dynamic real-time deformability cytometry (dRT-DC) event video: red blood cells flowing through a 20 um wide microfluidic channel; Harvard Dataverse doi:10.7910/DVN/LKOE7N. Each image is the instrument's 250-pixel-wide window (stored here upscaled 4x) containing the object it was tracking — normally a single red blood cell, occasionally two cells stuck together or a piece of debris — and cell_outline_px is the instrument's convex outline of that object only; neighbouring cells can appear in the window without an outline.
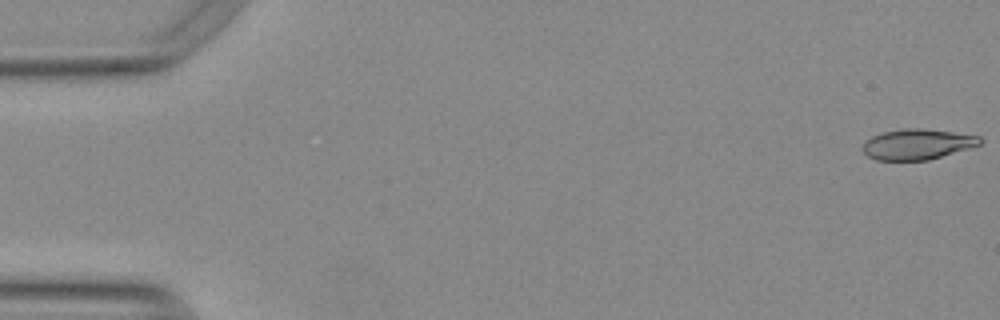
{"species": "Egyptian fruit bat (a non-hibernating species)", "species_latin": "Rousettus aegyptiacus", "temperature_condition": "warm", "stored_images_in_passage": 17, "camera_frame_rate_fps": 3000, "um_per_image_px": 0.085, "animal": {"sex": "female"}, "frame": {"image": 1, "passage_image": 1, "time_ms": 0.0, "image_size_px": [1000, 320], "cell_outline_px": [[984, 140], [980, 144], [968, 148], [928, 160], [876, 160], [868, 156], [860, 148], [872, 136], [884, 132], [904, 128], [924, 128], [980, 136]], "centroid_in_image_um": [77.97, 12.26], "position_along_channel_um": 7.0, "area_um2": 20.69}}
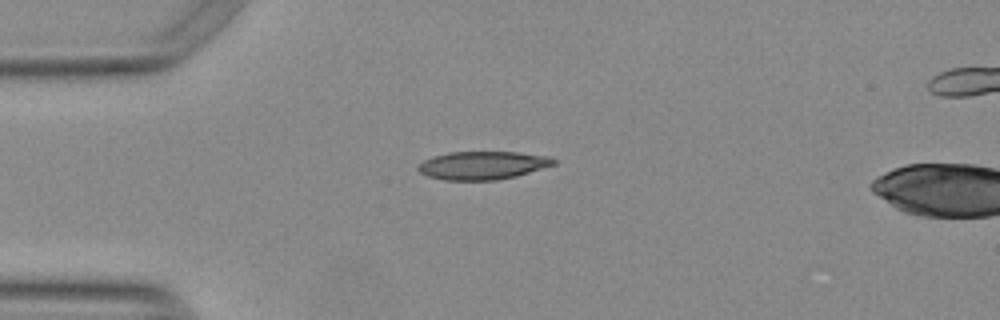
{"frame": {"image": 2, "passage_image": 14, "time_ms": 4.333, "image_size_px": [1000, 320], "cell_outline_px": [[556, 164], [516, 176], [496, 180], [444, 180], [428, 176], [420, 172], [416, 168], [416, 164], [432, 156], [448, 152], [516, 152], [552, 156], [556, 160]], "centroid_in_image_um": [41.01, 14.05], "position_along_channel_um": 44.0, "area_um2": 22.43}}